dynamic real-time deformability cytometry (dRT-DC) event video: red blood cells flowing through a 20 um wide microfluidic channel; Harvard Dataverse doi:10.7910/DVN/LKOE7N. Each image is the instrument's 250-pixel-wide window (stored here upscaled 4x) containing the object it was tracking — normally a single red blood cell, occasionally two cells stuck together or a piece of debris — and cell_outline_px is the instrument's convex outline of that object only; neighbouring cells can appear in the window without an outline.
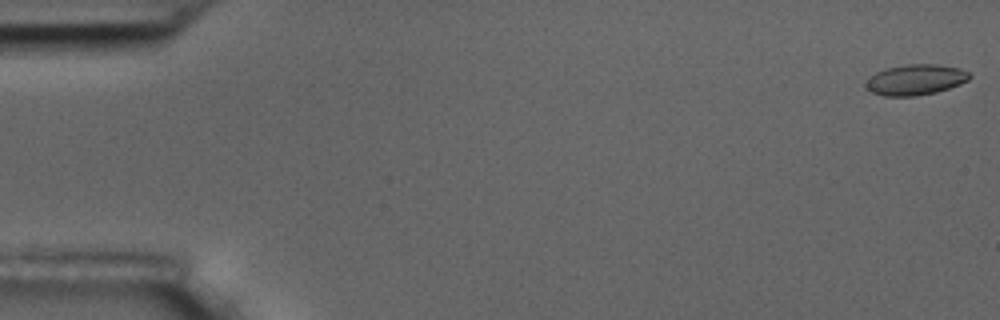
{"species": "common noctule bat (a hibernating species)", "species_latin": "Nyctalus noctula", "temperature_condition": "room temperature", "stored_images_in_passage": 15, "camera_frame_rate_fps": 3000, "um_per_image_px": 0.085, "animal": {"sex": "male", "body_mass_g": 17.5, "forearm_length_mm": 52.3}, "frame": {"image": 1, "passage_image": 1, "time_ms": 0.0, "image_size_px": [1000, 320], "cell_outline_px": [[972, 76], [968, 80], [960, 84], [936, 92], [916, 96], [884, 96], [872, 92], [864, 84], [876, 72], [888, 68], [908, 64], [936, 64], [960, 68], [968, 72]], "centroid_in_image_um": [77.85, 6.78], "position_along_channel_um": 7.2, "area_um2": 18.32}}
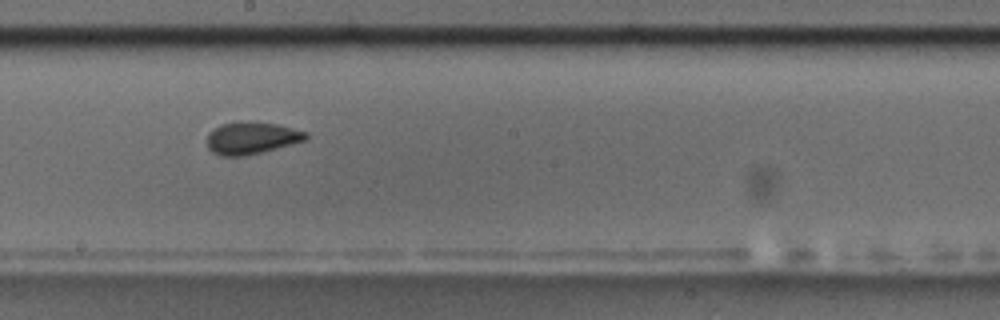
{"frame": {"image": 2, "passage_image": 9, "time_ms": 2.667, "image_size_px": [1000, 320], "cell_outline_px": [[308, 136], [304, 140], [260, 152], [244, 156], [220, 156], [212, 152], [208, 148], [208, 132], [220, 124], [240, 120], [248, 120], [276, 124], [308, 132]], "centroid_in_image_um": [21.32, 11.7], "position_along_channel_um": 226.9, "area_um2": 18.55}}